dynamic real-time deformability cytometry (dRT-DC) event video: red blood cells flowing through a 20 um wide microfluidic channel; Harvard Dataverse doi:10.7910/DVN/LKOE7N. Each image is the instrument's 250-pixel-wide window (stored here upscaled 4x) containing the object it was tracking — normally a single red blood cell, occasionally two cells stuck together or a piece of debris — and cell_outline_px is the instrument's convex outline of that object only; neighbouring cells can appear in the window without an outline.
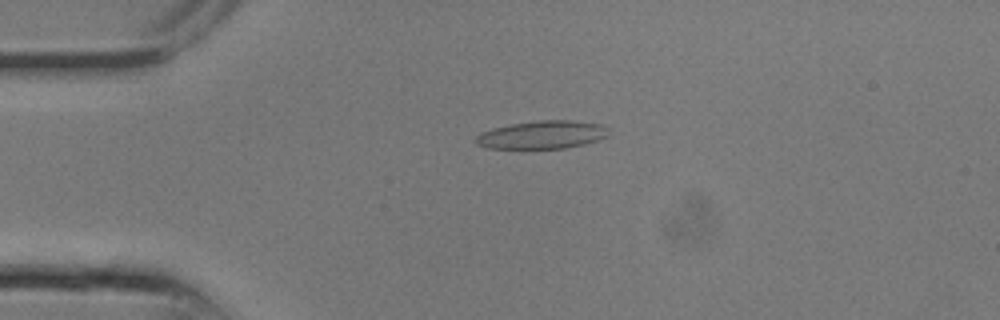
{"species": "common noctule bat (a hibernating species)", "species_latin": "Nyctalus noctula", "temperature_condition": "room temperature", "stored_images_in_passage": 9, "camera_frame_rate_fps": 3000, "um_per_image_px": 0.085, "animal": {"sex": "male", "body_mass_g": 13.3}, "frame": {"image": 1, "passage_image": 6, "time_ms": 1.667, "image_size_px": [1000, 320], "cell_outline_px": [[608, 136], [584, 144], [564, 148], [488, 148], [476, 144], [472, 140], [480, 132], [492, 128], [512, 124], [536, 120], [572, 120], [604, 124], [608, 128]], "centroid_in_image_um": [46.06, 11.44], "position_along_channel_um": 38.9, "area_um2": 21.85}}
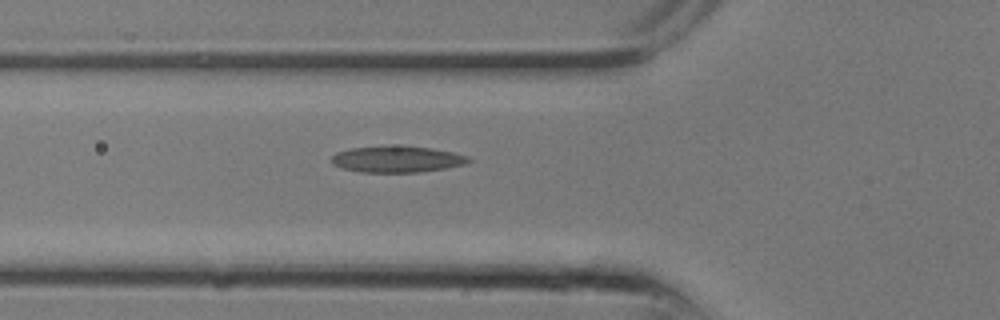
{"frame": {"image": 2, "passage_image": 9, "time_ms": 2.667, "image_size_px": [1000, 320], "cell_outline_px": [[472, 160], [464, 164], [444, 168], [420, 172], [360, 172], [340, 168], [332, 164], [332, 156], [336, 152], [352, 148], [384, 144], [404, 144], [432, 148], [452, 152], [468, 156]], "centroid_in_image_um": [33.71, 13.5], "position_along_channel_um": 92.1, "area_um2": 21.62}}